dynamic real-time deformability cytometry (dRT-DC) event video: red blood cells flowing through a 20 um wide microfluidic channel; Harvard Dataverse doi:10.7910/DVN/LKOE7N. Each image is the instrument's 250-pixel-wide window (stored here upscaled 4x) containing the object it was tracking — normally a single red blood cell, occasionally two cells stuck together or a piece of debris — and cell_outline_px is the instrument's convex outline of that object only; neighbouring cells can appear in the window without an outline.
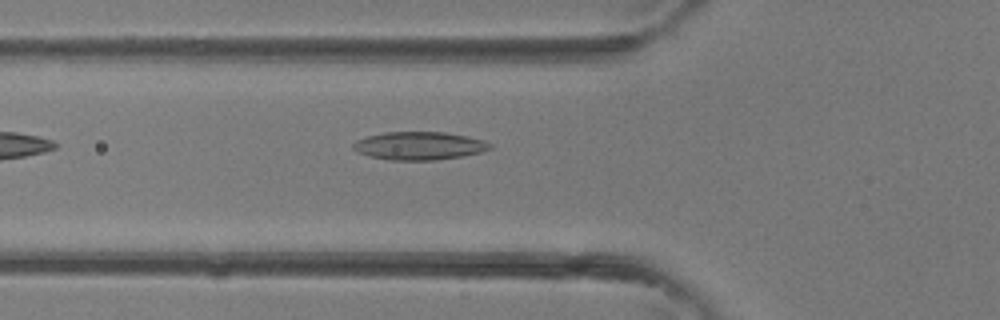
{"species": "common noctule bat (a hibernating species)", "species_latin": "Nyctalus noctula", "temperature_condition": "room temperature", "stored_images_in_passage": 2, "camera_frame_rate_fps": 3000, "um_per_image_px": 0.085, "animal": {"sex": "female"}, "frame": {"image": 1, "passage_image": 2, "time_ms": 0.333, "image_size_px": [1000, 320], "cell_outline_px": [[492, 148], [480, 152], [464, 156], [436, 160], [388, 160], [368, 156], [356, 152], [352, 148], [352, 144], [356, 140], [368, 136], [384, 132], [444, 132], [468, 136], [484, 140], [492, 144]], "centroid_in_image_um": [35.62, 12.39], "position_along_channel_um": 90.2, "area_um2": 22.6}}